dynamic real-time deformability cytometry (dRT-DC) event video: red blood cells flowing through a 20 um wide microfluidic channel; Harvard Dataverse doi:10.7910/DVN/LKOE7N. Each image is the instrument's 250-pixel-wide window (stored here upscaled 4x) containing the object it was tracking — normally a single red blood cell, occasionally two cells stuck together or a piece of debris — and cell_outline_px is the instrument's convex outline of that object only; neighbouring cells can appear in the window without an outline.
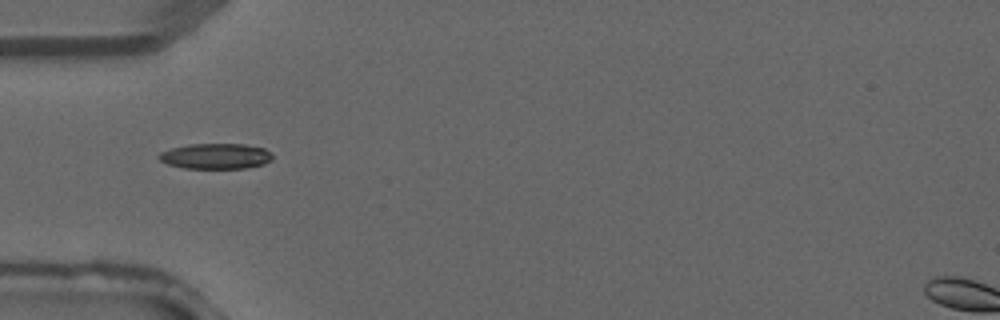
{"species": "common noctule bat (a hibernating species)", "species_latin": "Nyctalus noctula", "temperature_condition": "warm", "stored_images_in_passage": 1, "camera_frame_rate_fps": 3000, "um_per_image_px": 0.085, "animal": {"sex": "male", "forearm_length_mm": 52.5}, "frame": {"image": 1, "passage_image": 1, "time_ms": 0.0, "image_size_px": [1000, 320], "cell_outline_px": [[272, 160], [264, 164], [244, 168], [184, 168], [168, 164], [160, 160], [156, 156], [160, 152], [172, 148], [188, 144], [244, 144], [264, 148], [272, 152]], "centroid_in_image_um": [18.34, 13.27], "position_along_channel_um": 66.7, "area_um2": 16.94}}